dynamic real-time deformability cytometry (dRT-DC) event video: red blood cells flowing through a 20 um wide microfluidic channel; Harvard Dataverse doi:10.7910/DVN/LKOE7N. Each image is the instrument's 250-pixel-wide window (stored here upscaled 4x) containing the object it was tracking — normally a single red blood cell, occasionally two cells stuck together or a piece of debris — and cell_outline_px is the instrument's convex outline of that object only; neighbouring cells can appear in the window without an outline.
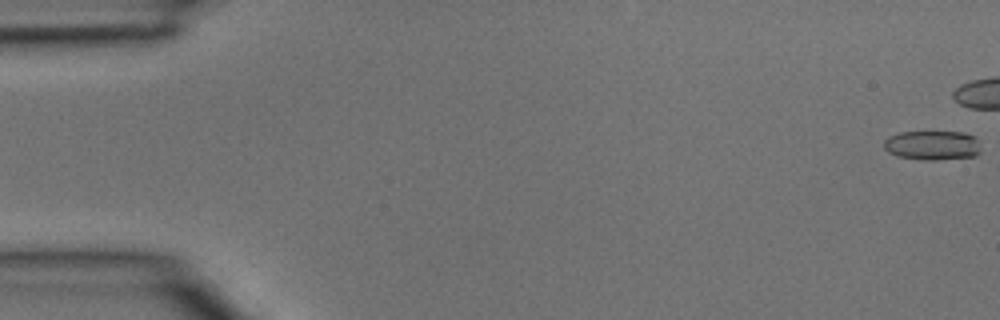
{"species": "common noctule bat (a hibernating species)", "species_latin": "Nyctalus noctula", "temperature_condition": "room temperature", "stored_images_in_passage": 4, "segment_of_instrument_passage": [2, 2], "camera_frame_rate_fps": 3000, "um_per_image_px": 0.085, "animal": {"sex": "male", "body_mass_g": 15.6}, "frame": {"image": 1, "passage_image": 4, "time_ms": 1.0, "image_size_px": [1000, 320], "cell_outline_px": [[980, 152], [976, 156], [936, 160], [924, 160], [896, 156], [888, 152], [884, 148], [884, 140], [888, 136], [900, 132], [964, 132], [972, 136], [976, 140], [980, 148]], "centroid_in_image_um": [79.22, 12.36], "position_along_channel_um": 5.8, "area_um2": 16.65}}